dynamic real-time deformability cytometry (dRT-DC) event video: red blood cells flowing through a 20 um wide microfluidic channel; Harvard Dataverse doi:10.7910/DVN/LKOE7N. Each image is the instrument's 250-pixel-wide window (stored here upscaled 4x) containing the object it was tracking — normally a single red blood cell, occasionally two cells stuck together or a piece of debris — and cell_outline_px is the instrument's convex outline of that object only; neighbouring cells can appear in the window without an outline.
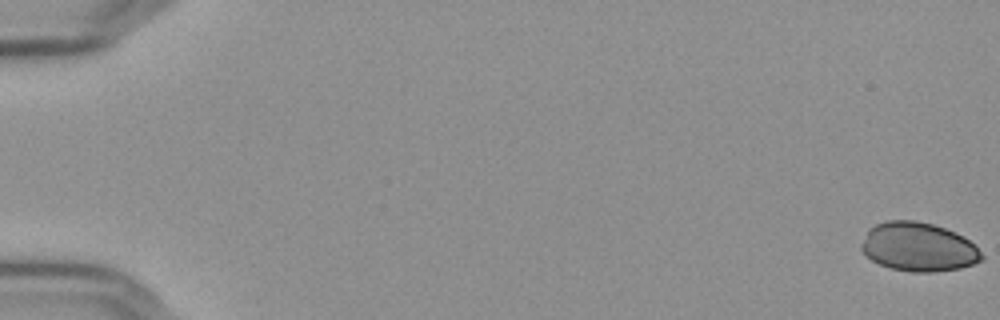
{"species": "Egyptian fruit bat (a non-hibernating species)", "species_latin": "Rousettus aegyptiacus", "temperature_condition": "cold", "stored_images_in_passage": 16, "camera_frame_rate_fps": 3000, "um_per_image_px": 0.085, "frame": {"image": 1, "passage_image": 1, "time_ms": 0.0, "image_size_px": [1000, 320], "cell_outline_px": [[984, 256], [980, 260], [972, 264], [960, 268], [932, 272], [912, 272], [892, 268], [880, 264], [872, 260], [860, 248], [860, 244], [868, 228], [876, 224], [888, 220], [916, 220], [932, 224], [944, 228], [968, 240]], "centroid_in_image_um": [78.01, 20.98], "position_along_channel_um": 7.0, "area_um2": 33.87}}
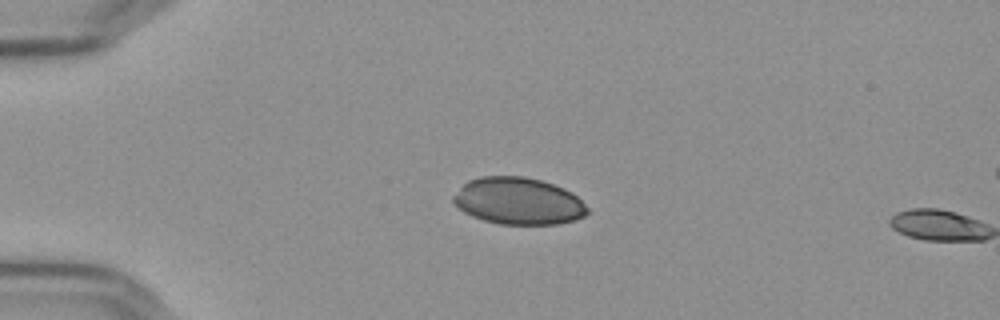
{"frame": {"image": 2, "passage_image": 15, "time_ms": 4.667, "image_size_px": [1000, 320], "cell_outline_px": [[588, 212], [584, 216], [576, 220], [560, 224], [500, 224], [484, 220], [472, 216], [464, 212], [452, 200], [452, 196], [468, 180], [480, 176], [524, 176], [540, 180], [564, 188], [572, 192], [588, 208]], "centroid_in_image_um": [44.06, 17.09], "position_along_channel_um": 40.9, "area_um2": 36.65}}